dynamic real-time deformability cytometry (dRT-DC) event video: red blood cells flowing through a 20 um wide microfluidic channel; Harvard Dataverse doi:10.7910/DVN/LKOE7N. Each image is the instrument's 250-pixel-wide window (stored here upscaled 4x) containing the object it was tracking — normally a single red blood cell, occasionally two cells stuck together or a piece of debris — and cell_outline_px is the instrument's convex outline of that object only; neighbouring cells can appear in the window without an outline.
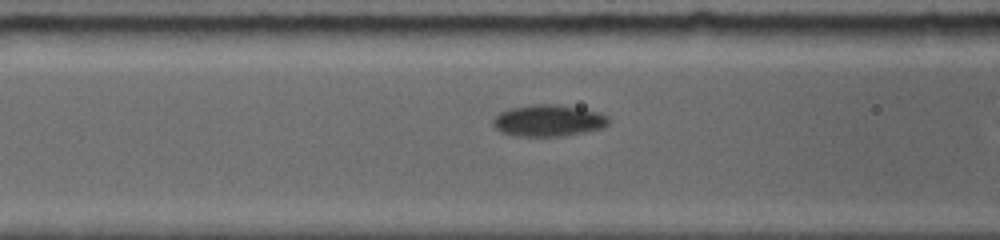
{"species": "common noctule bat (a hibernating species)", "species_latin": "Nyctalus noctula", "temperature_condition": "room temperature", "stored_images_in_passage": 9, "camera_frame_rate_fps": 5000, "um_per_image_px": 0.085, "animal": {"sex": "female", "body_mass_g": 19.0, "forearm_length_mm": 56.7}, "frame": {"image": 1, "passage_image": 8, "time_ms": 2.6, "image_size_px": [1000, 240], "cell_outline_px": [[608, 124], [600, 128], [556, 136], [528, 136], [504, 132], [496, 128], [492, 120], [500, 112], [508, 108], [532, 104], [556, 104], [580, 108], [596, 112], [608, 116]], "centroid_in_image_um": [46.58, 10.21], "position_along_channel_um": 120.0, "area_um2": 20.63}}